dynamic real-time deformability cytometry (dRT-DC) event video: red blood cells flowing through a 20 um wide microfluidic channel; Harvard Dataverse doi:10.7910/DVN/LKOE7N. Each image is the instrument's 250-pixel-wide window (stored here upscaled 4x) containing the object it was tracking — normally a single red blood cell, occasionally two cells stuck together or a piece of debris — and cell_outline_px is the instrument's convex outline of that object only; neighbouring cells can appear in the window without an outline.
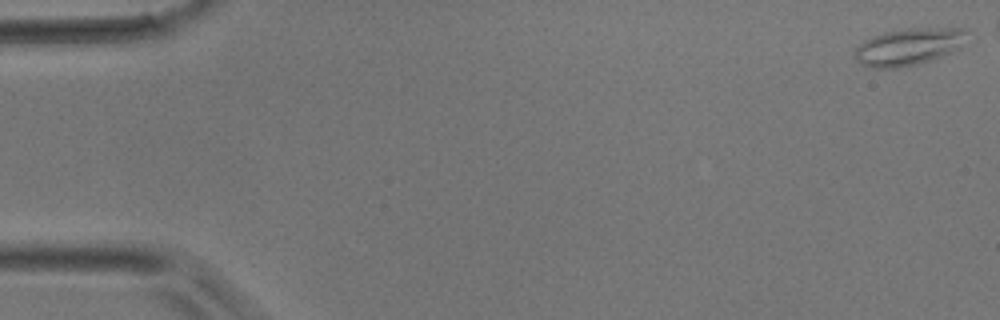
{"species": "common noctule bat (a hibernating species)", "species_latin": "Nyctalus noctula", "temperature_condition": "room temperature", "stored_images_in_passage": 3, "camera_frame_rate_fps": 3000, "um_per_image_px": 0.085, "animal": {"sex": "male", "body_mass_g": 17.9}, "frame": {"image": 1, "passage_image": 1, "time_ms": 0.0, "image_size_px": [1000, 320], "cell_outline_px": [[964, 32], [956, 48], [952, 52], [916, 64], [896, 68], [872, 68], [860, 64], [852, 56], [852, 52], [864, 40], [872, 36], [884, 32], [908, 28], [964, 28]], "centroid_in_image_um": [77.07, 3.98], "position_along_channel_um": 7.9, "area_um2": 23.7}}